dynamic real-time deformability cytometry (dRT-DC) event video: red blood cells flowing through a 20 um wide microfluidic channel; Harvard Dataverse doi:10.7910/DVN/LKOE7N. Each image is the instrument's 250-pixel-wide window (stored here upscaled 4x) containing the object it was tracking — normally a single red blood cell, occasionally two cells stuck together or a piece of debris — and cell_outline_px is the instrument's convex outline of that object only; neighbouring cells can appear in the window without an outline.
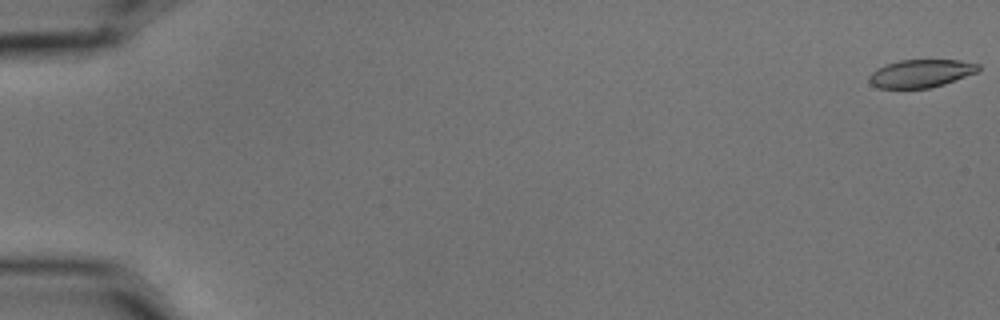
{"species": "common noctule bat (a hibernating species)", "species_latin": "Nyctalus noctula", "temperature_condition": "cold", "stored_images_in_passage": 57, "camera_frame_rate_fps": 3000, "um_per_image_px": 0.085, "animal": {"sex": "male", "body_mass_g": 15.6}, "frame": {"image": 1, "passage_image": 1, "time_ms": 0.0, "image_size_px": [1000, 320], "cell_outline_px": [[980, 68], [976, 72], [944, 84], [928, 88], [880, 88], [872, 84], [868, 80], [868, 76], [876, 68], [900, 60], [960, 60], [980, 64]], "centroid_in_image_um": [78.26, 6.24], "position_along_channel_um": 6.7, "area_um2": 17.63}}
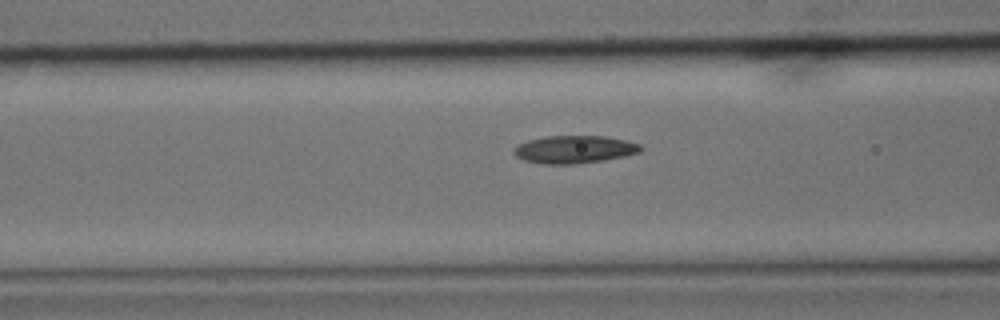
{"frame": {"image": 2, "passage_image": 24, "time_ms": 7.667, "image_size_px": [1000, 320], "cell_outline_px": [[644, 148], [640, 152], [624, 156], [604, 160], [572, 164], [544, 164], [524, 160], [516, 156], [512, 152], [512, 148], [516, 144], [528, 140], [544, 136], [604, 136], [624, 140], [640, 144]], "centroid_in_image_um": [48.78, 12.69], "position_along_channel_um": 117.8, "area_um2": 20.58}}
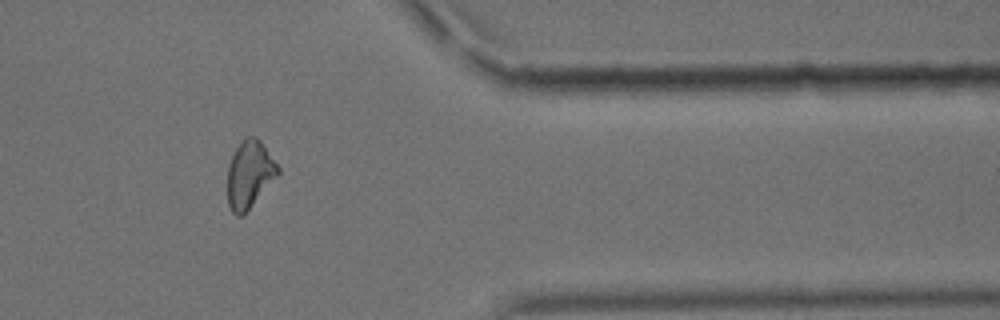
{"frame": {"image": 3, "passage_image": 48, "time_ms": 15.667, "image_size_px": [1000, 320], "cell_outline_px": [[280, 172], [244, 216], [236, 216], [232, 212], [228, 204], [228, 164], [236, 148], [248, 136], [256, 136], [260, 140], [280, 168]], "centroid_in_image_um": [21.21, 14.85], "position_along_channel_um": 390.2, "area_um2": 19.71}, "authors_computed_cell_mechanics": {"area_um2": 19.7098, "velocity_mm_per_s": 3.5879, "shape_relaxation_time_tau1_ms": 3.8559, "shape_relaxation_time_tau2_ms": 2.8987, "deformation_change_tau1": 0.1394, "deformation_change_tau2": 0.1004}}